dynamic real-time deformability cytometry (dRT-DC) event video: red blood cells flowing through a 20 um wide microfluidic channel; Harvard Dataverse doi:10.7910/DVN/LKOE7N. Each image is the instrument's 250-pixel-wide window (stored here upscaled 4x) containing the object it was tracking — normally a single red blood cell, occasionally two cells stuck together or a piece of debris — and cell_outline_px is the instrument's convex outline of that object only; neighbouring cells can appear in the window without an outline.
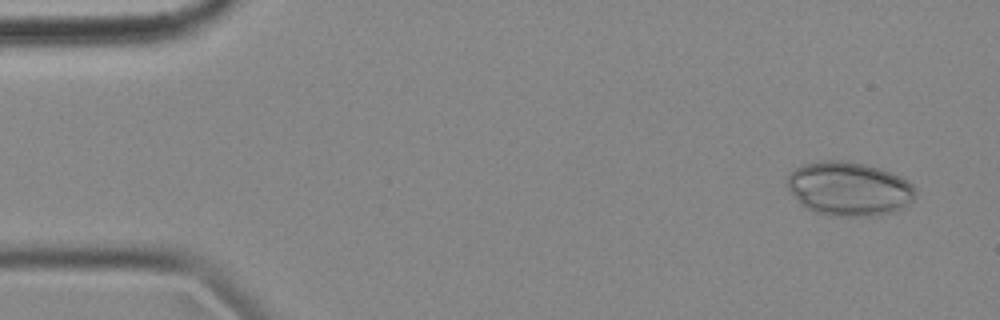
{"species": "common noctule bat (a hibernating species)", "species_latin": "Nyctalus noctula", "temperature_condition": "cold", "stored_images_in_passage": 56, "camera_frame_rate_fps": 3000, "um_per_image_px": 0.085, "animal": {"sex": "female", "body_mass_g": 18.4}, "frame": {"image": 1, "passage_image": 3, "time_ms": 0.667, "image_size_px": [1000, 320], "cell_outline_px": [[916, 192], [912, 200], [900, 208], [892, 212], [872, 216], [832, 216], [816, 212], [800, 204], [788, 188], [788, 176], [796, 168], [804, 164], [824, 160], [844, 160], [864, 164], [880, 168], [900, 176], [908, 180], [912, 184]], "centroid_in_image_um": [72.17, 16.04], "position_along_channel_um": 12.8, "area_um2": 40.11}}
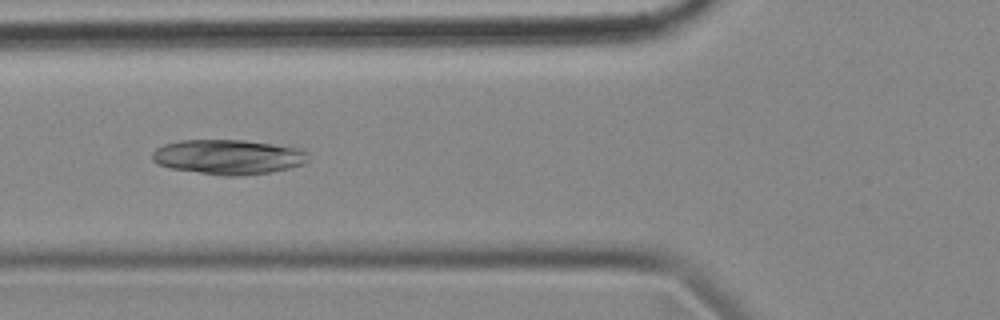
{"frame": {"image": 2, "passage_image": 20, "time_ms": 6.333, "image_size_px": [1000, 320], "cell_outline_px": [[308, 160], [304, 164], [288, 168], [268, 172], [236, 176], [224, 176], [168, 168], [152, 160], [152, 152], [156, 148], [164, 144], [180, 140], [244, 140], [272, 144], [296, 148], [304, 152]], "centroid_in_image_um": [19.33, 13.34], "position_along_channel_um": 106.5, "area_um2": 31.33}}
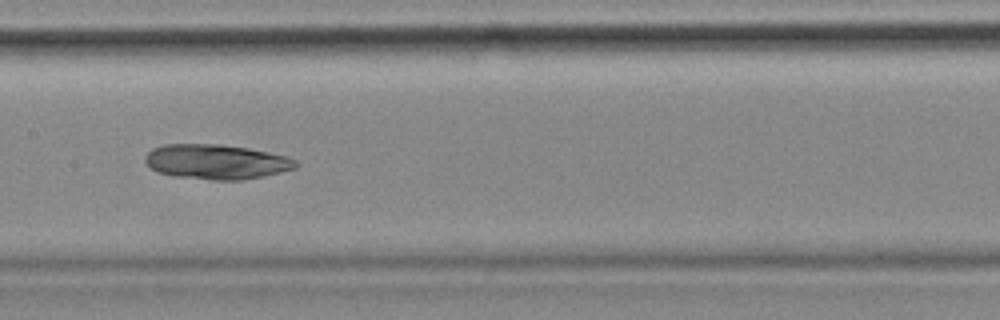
{"frame": {"image": 3, "passage_image": 27, "time_ms": 8.667, "image_size_px": [1000, 320], "cell_outline_px": [[300, 164], [296, 168], [244, 180], [212, 180], [176, 176], [156, 172], [144, 160], [144, 156], [152, 148], [164, 144], [220, 144], [248, 148], [268, 152], [284, 156], [296, 160]], "centroid_in_image_um": [18.36, 13.75], "position_along_channel_um": 189.0, "area_um2": 30.52}}